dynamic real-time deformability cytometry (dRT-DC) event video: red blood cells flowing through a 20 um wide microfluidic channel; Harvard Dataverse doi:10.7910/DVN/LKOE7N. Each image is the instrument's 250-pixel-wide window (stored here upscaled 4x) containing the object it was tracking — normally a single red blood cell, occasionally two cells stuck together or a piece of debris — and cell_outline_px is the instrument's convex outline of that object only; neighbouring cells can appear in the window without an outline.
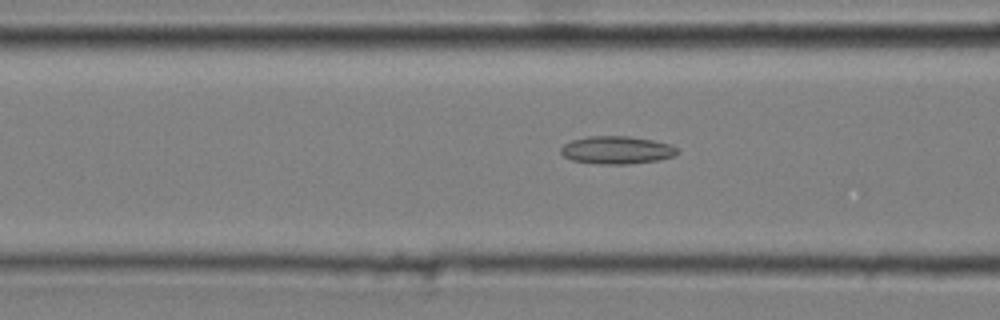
{"species": "common noctule bat (a hibernating species)", "species_latin": "Nyctalus noctula", "temperature_condition": "cold", "stored_images_in_passage": 46, "camera_frame_rate_fps": 3000, "um_per_image_px": 0.085, "animal": {"sex": "male", "body_mass_g": 20.4}, "frame": {"image": 1, "passage_image": 21, "time_ms": 6.667, "image_size_px": [1000, 320], "cell_outline_px": [[680, 152], [676, 156], [660, 160], [628, 164], [600, 164], [572, 160], [564, 156], [560, 152], [560, 148], [564, 144], [572, 140], [588, 136], [628, 136], [652, 140], [672, 144]], "centroid_in_image_um": [52.46, 12.75], "position_along_channel_um": 114.1, "area_um2": 19.02}}
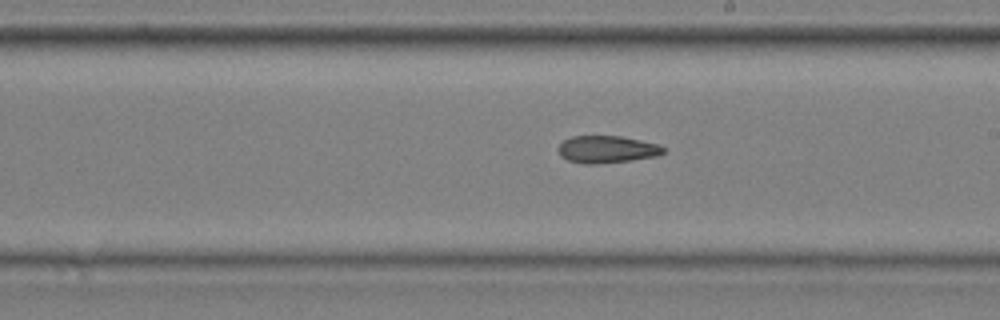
{"frame": {"image": 2, "passage_image": 31, "time_ms": 10.0, "image_size_px": [1000, 320], "cell_outline_px": [[664, 152], [656, 156], [632, 160], [596, 164], [584, 164], [568, 160], [560, 156], [556, 148], [564, 140], [572, 136], [620, 136], [660, 144], [664, 148]], "centroid_in_image_um": [51.56, 12.69], "position_along_channel_um": 237.4, "area_um2": 16.76}}
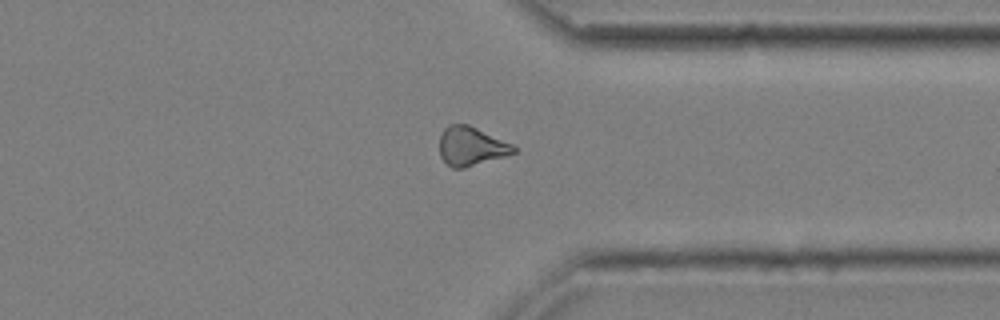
{"frame": {"image": 3, "passage_image": 42, "time_ms": 13.667, "image_size_px": [1000, 320], "cell_outline_px": [[516, 152], [504, 156], [464, 168], [452, 168], [440, 156], [440, 136], [444, 128], [448, 124], [468, 124], [512, 144], [516, 148]], "centroid_in_image_um": [40.03, 12.42], "position_along_channel_um": 371.4, "area_um2": 16.59}}